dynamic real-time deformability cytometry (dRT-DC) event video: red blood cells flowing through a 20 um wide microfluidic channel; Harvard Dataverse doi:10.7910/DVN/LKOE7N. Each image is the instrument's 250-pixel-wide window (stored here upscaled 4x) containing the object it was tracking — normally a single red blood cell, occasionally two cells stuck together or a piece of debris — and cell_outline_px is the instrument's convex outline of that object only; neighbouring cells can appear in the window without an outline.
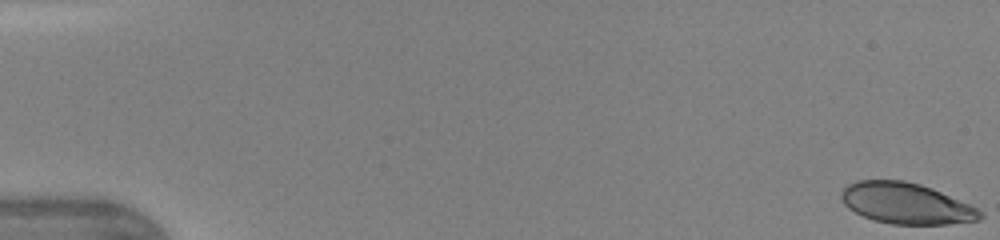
{"species": "human", "species_latin": "Homo sapiens", "temperature_condition": "warm", "stored_images_in_passage": 47, "camera_frame_rate_fps": 3000, "um_per_image_px": 0.085, "donor": {"sex": "female"}, "frame": {"image": 1, "passage_image": 1, "time_ms": 0.0, "image_size_px": [1000, 240], "cell_outline_px": [[984, 216], [980, 220], [948, 224], [892, 224], [876, 220], [864, 216], [848, 208], [844, 204], [840, 196], [840, 192], [848, 184], [856, 180], [904, 180], [920, 184], [932, 188], [968, 204], [984, 212]], "centroid_in_image_um": [77.02, 17.28], "position_along_channel_um": 8.0, "area_um2": 33.06}}
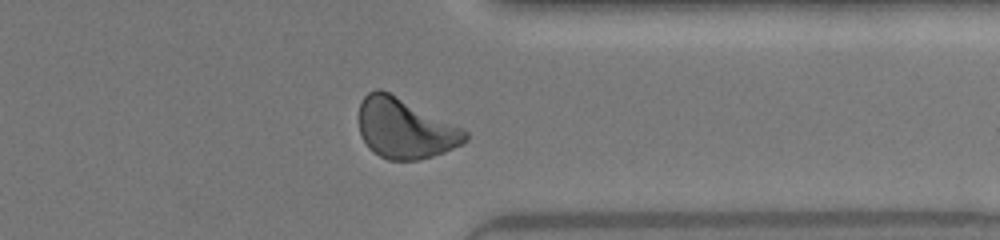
{"frame": {"image": 2, "passage_image": 38, "time_ms": 12.333, "image_size_px": [1000, 240], "cell_outline_px": [[468, 140], [464, 144], [444, 152], [432, 156], [416, 160], [388, 160], [380, 156], [368, 148], [360, 136], [360, 104], [364, 96], [368, 92], [376, 88], [380, 88], [464, 128], [468, 132]], "centroid_in_image_um": [34.44, 10.92], "position_along_channel_um": 377.0, "area_um2": 37.34}}
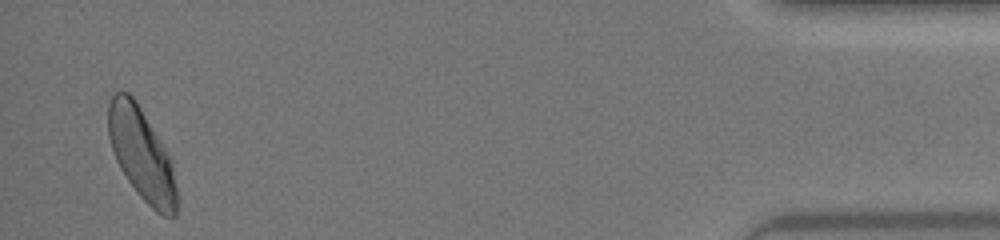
{"frame": {"image": 3, "passage_image": 46, "time_ms": 15.0, "image_size_px": [1000, 240], "cell_outline_px": [[176, 216], [164, 216], [156, 212], [140, 196], [128, 180], [120, 168], [116, 160], [108, 136], [108, 104], [112, 96], [116, 92], [128, 92], [132, 96], [140, 108], [168, 152], [172, 160], [176, 188]], "centroid_in_image_um": [12.03, 13.11], "position_along_channel_um": 423.2, "area_um2": 36.3}, "authors_computed_cell_mechanics": {"area_um2": 35.836, "velocity_mm_per_s": 4.3429, "shape_relaxation_time_tau1_ms": 3.3064, "shape_relaxation_time_tau2_ms": 1.0168, "deformation_change_tau1": 0.1333, "deformation_change_tau2": 0.0636}}